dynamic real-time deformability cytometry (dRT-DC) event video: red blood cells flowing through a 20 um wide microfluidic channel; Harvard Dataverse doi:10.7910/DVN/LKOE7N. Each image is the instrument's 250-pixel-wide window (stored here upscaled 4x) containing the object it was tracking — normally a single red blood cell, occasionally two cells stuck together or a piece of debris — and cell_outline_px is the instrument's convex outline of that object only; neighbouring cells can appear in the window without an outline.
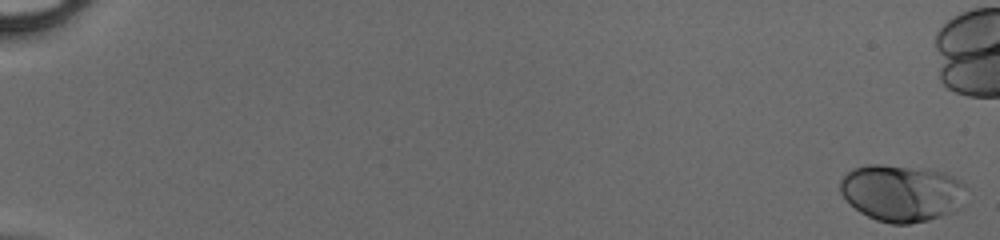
{"species": "human", "species_latin": "Homo sapiens", "temperature_condition": "cold", "stored_images_in_passage": 46, "camera_frame_rate_fps": 3000, "um_per_image_px": 0.085, "donor": {"sex": "male"}, "frame": {"image": 1, "passage_image": 1, "time_ms": 0.0, "image_size_px": [1000, 240], "cell_outline_px": [[964, 184], [956, 208], [952, 212], [928, 220], [908, 224], [892, 224], [876, 220], [860, 212], [840, 192], [840, 180], [852, 168], [868, 164], [880, 164], [928, 168], [944, 172], [960, 180]], "centroid_in_image_um": [76.58, 16.38], "position_along_channel_um": 8.4, "area_um2": 41.33}}
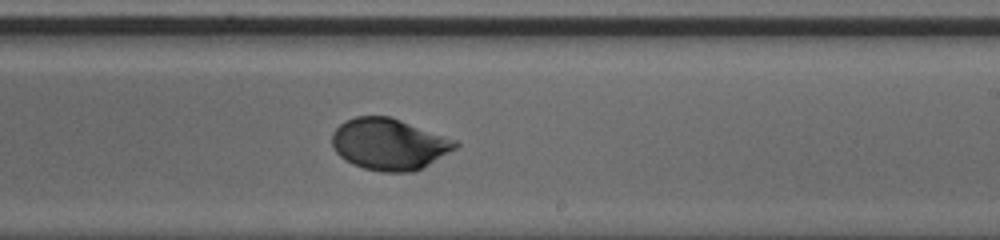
{"frame": {"image": 2, "passage_image": 33, "time_ms": 10.667, "image_size_px": [1000, 240], "cell_outline_px": [[460, 144], [456, 148], [428, 164], [412, 172], [380, 172], [364, 168], [352, 164], [344, 160], [332, 148], [332, 132], [344, 120], [356, 116], [388, 116], [460, 140]], "centroid_in_image_um": [33.07, 12.24], "position_along_channel_um": 255.9, "area_um2": 37.17}}
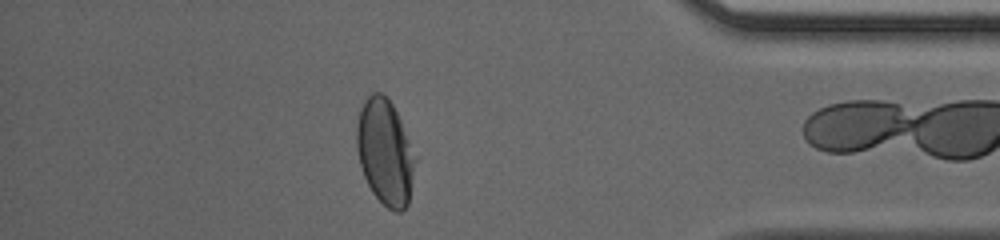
{"frame": {"image": 3, "passage_image": 45, "time_ms": 14.667, "image_size_px": [1000, 240], "cell_outline_px": [[416, 160], [408, 204], [400, 212], [396, 212], [388, 208], [372, 192], [364, 176], [360, 164], [356, 144], [356, 124], [360, 108], [364, 100], [372, 92], [380, 92], [392, 104], [400, 120], [416, 156]], "centroid_in_image_um": [32.72, 12.93], "position_along_channel_um": 402.5, "area_um2": 35.78}}